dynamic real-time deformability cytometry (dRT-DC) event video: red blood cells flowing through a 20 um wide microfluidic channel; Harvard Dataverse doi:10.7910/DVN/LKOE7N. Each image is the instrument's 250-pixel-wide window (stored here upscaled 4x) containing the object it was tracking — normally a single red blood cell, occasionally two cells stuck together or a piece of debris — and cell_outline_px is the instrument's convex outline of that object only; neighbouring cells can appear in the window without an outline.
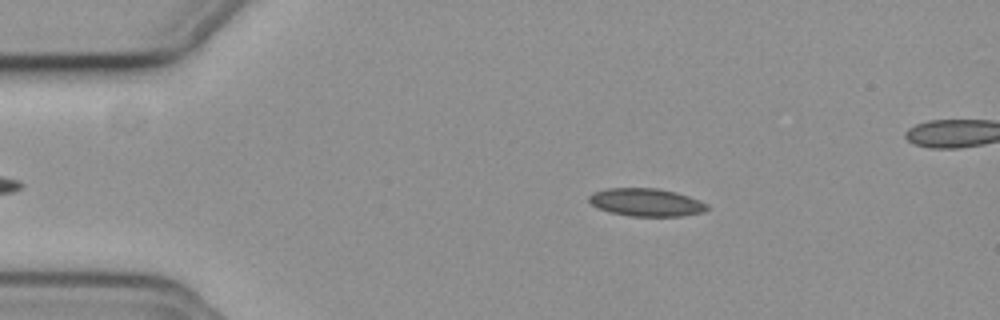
{"species": "common noctule bat (a hibernating species)", "species_latin": "Nyctalus noctula", "temperature_condition": "cold", "stored_images_in_passage": 45, "camera_frame_rate_fps": 3000, "um_per_image_px": 0.085, "animal": {"sex": "female", "body_mass_g": 19.3, "forearm_length_mm": 54.1}, "frame": {"image": 1, "passage_image": 8, "time_ms": 2.333, "image_size_px": [1000, 320], "cell_outline_px": [[708, 208], [704, 212], [680, 216], [628, 216], [612, 212], [600, 208], [592, 204], [588, 200], [588, 196], [592, 192], [608, 188], [660, 188], [676, 192], [688, 196], [708, 204]], "centroid_in_image_um": [54.93, 17.19], "position_along_channel_um": 30.1, "area_um2": 19.13}}
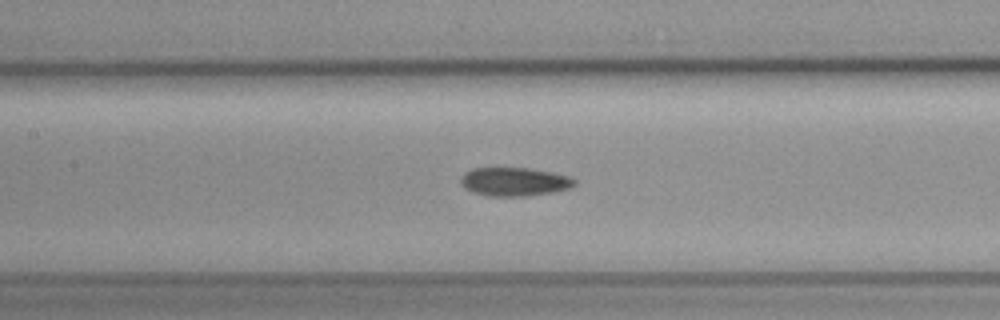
{"frame": {"image": 2, "passage_image": 23, "time_ms": 7.333, "image_size_px": [1000, 320], "cell_outline_px": [[576, 184], [572, 188], [552, 192], [524, 196], [488, 196], [472, 192], [464, 188], [460, 184], [460, 180], [464, 172], [472, 168], [528, 168], [552, 172], [572, 176], [576, 180]], "centroid_in_image_um": [43.73, 15.44], "position_along_channel_um": 163.7, "area_um2": 19.19}}
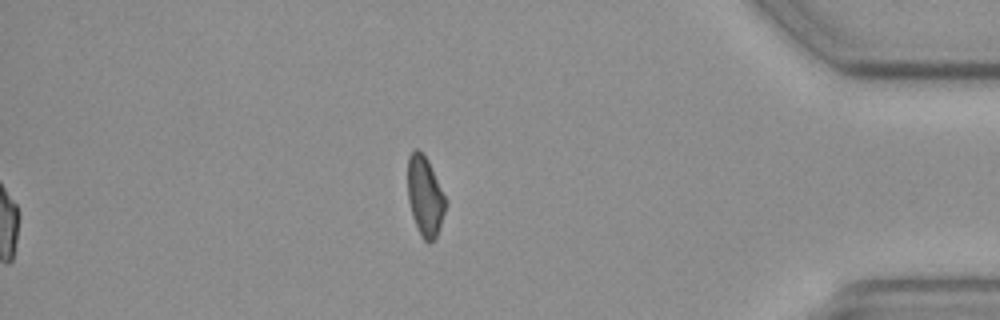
{"frame": {"image": 3, "passage_image": 45, "time_ms": 14.667, "image_size_px": [1000, 320], "cell_outline_px": [[448, 204], [436, 236], [428, 244], [420, 236], [412, 216], [408, 200], [408, 156], [416, 148], [428, 160]], "centroid_in_image_um": [36.12, 16.72], "position_along_channel_um": 399.1, "area_um2": 17.46}}